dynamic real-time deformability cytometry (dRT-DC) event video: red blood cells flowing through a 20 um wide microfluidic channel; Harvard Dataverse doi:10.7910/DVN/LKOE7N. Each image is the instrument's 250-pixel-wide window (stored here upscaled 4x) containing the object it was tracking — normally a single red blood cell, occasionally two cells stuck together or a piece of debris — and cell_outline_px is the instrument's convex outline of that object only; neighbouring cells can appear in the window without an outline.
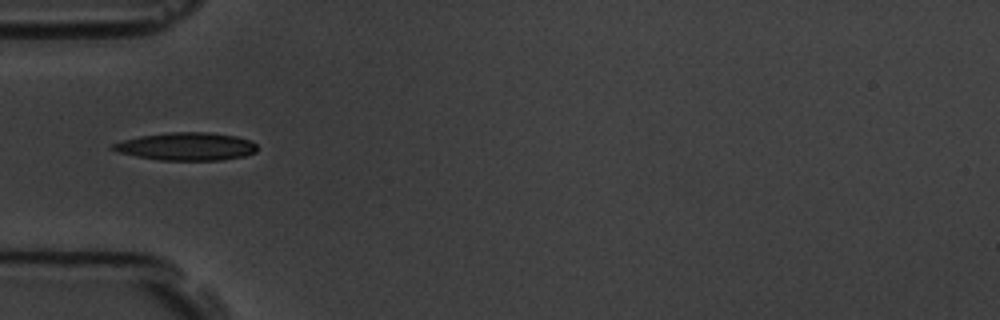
{"species": "common noctule bat (a hibernating species)", "species_latin": "Nyctalus noctula", "temperature_condition": "room temperature", "stored_images_in_passage": 8, "camera_frame_rate_fps": 3000, "um_per_image_px": 0.085, "animal": {"sex": "male", "body_mass_g": 19.5, "forearm_length_mm": 54.6}, "frame": {"image": 1, "passage_image": 6, "time_ms": 5.667, "image_size_px": [1000, 320], "cell_outline_px": [[256, 152], [244, 156], [220, 160], [160, 160], [136, 156], [116, 152], [108, 148], [112, 144], [124, 140], [140, 136], [168, 132], [208, 132], [236, 136], [252, 140], [256, 144]], "centroid_in_image_um": [15.83, 12.44], "position_along_channel_um": 69.2, "area_um2": 23.52}}
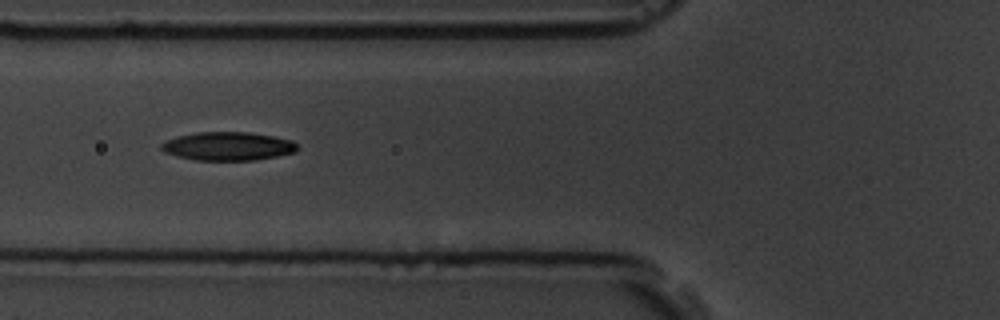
{"frame": {"image": 2, "passage_image": 7, "time_ms": 6.667, "image_size_px": [1000, 320], "cell_outline_px": [[300, 148], [296, 152], [276, 156], [252, 160], [196, 160], [176, 156], [164, 152], [160, 148], [160, 144], [164, 140], [176, 136], [196, 132], [248, 132], [272, 136], [292, 140]], "centroid_in_image_um": [19.34, 12.42], "position_along_channel_um": 106.5, "area_um2": 22.72}}
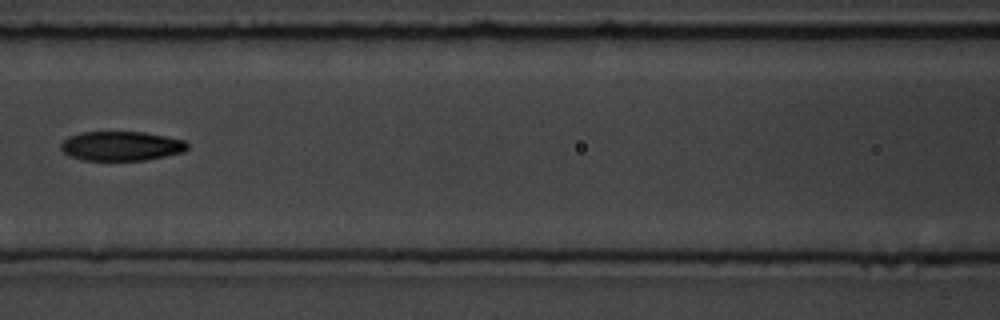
{"frame": {"image": 3, "passage_image": 8, "time_ms": 8.0, "image_size_px": [1000, 320], "cell_outline_px": [[188, 148], [184, 152], [144, 160], [84, 160], [72, 156], [64, 152], [60, 148], [60, 144], [68, 136], [80, 132], [144, 132], [184, 140], [188, 144]], "centroid_in_image_um": [10.3, 12.4], "position_along_channel_um": 156.3, "area_um2": 21.56}}